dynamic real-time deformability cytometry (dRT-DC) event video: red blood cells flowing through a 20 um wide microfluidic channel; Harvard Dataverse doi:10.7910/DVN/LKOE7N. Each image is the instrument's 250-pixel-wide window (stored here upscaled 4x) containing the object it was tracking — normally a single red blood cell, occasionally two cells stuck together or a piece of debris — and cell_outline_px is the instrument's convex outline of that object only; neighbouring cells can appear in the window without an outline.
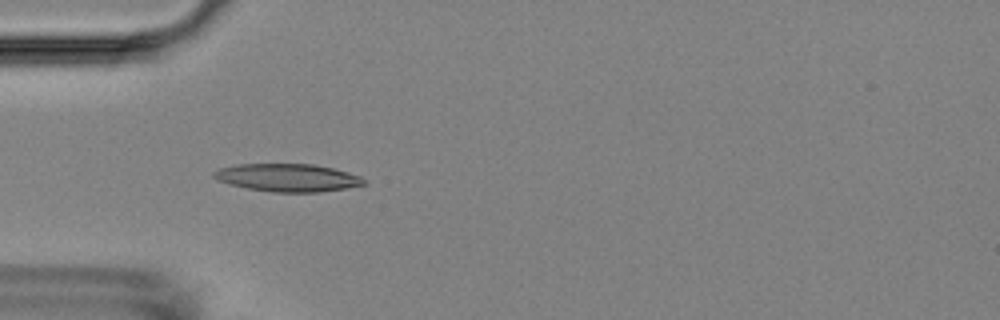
{"species": "Egyptian fruit bat (a non-hibernating species)", "species_latin": "Rousettus aegyptiacus", "temperature_condition": "room temperature", "stored_images_in_passage": 41, "camera_frame_rate_fps": 3000, "um_per_image_px": 0.085, "animal": {"sex": "female"}, "frame": {"image": 1, "passage_image": 5, "time_ms": 1.333, "image_size_px": [1000, 320], "cell_outline_px": [[368, 184], [348, 188], [320, 192], [272, 192], [248, 188], [228, 184], [216, 180], [212, 176], [212, 172], [220, 168], [236, 164], [312, 164], [332, 168], [348, 172], [360, 176], [368, 180]], "centroid_in_image_um": [24.47, 15.1], "position_along_channel_um": 60.5, "area_um2": 24.57}}
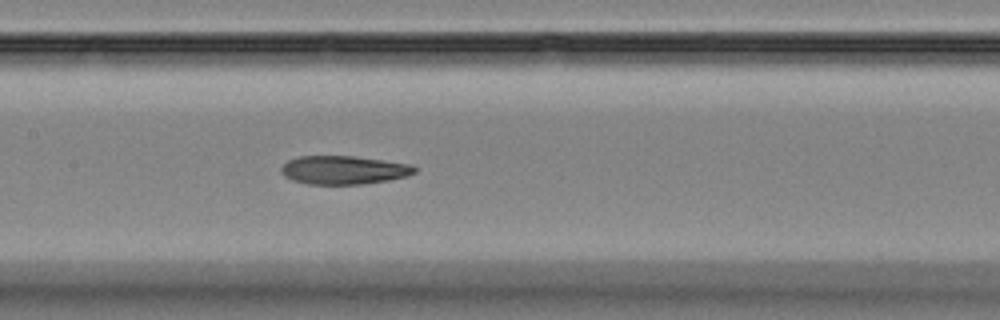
{"frame": {"image": 2, "passage_image": 15, "time_ms": 4.667, "image_size_px": [1000, 320], "cell_outline_px": [[416, 172], [408, 176], [388, 180], [360, 184], [308, 184], [292, 180], [284, 176], [280, 172], [280, 168], [288, 160], [300, 156], [352, 156], [412, 164], [416, 168]], "centroid_in_image_um": [29.2, 14.45], "position_along_channel_um": 178.2, "area_um2": 22.14}}
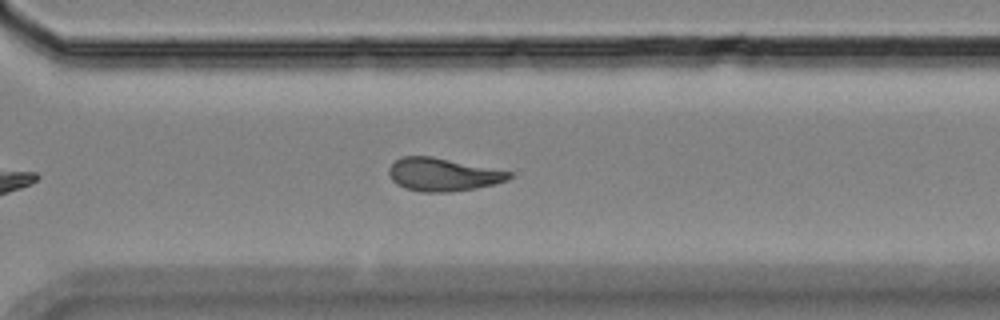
{"frame": {"image": 3, "passage_image": 28, "time_ms": 9.0, "image_size_px": [1000, 320], "cell_outline_px": [[512, 176], [508, 180], [496, 184], [448, 192], [424, 192], [404, 188], [396, 184], [392, 180], [388, 172], [388, 168], [400, 156], [432, 156], [512, 172]], "centroid_in_image_um": [37.62, 14.83], "position_along_channel_um": 333.0, "area_um2": 23.06}, "authors_computed_cell_mechanics": {"area_um2": 22.831, "velocity_mm_per_s": 3.5813, "shape_relaxation_time_tau1_ms": null, "shape_relaxation_time_tau2_ms": 4.3936, "deformation_change_tau1": null, "deformation_change_tau2": 0.1134}}